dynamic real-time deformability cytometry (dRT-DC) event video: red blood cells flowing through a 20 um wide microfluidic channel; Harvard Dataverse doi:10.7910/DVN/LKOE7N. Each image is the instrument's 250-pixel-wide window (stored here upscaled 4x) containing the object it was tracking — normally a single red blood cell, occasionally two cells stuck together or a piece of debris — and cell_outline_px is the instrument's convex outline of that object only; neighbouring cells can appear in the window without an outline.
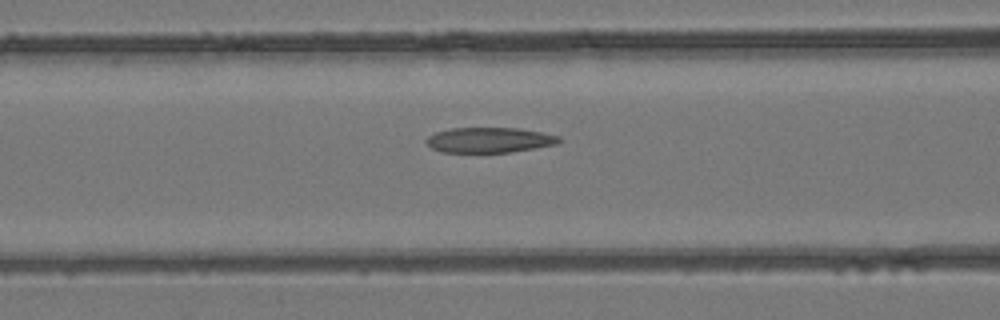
{"species": "common noctule bat (a hibernating species)", "species_latin": "Nyctalus noctula", "temperature_condition": "room temperature", "stored_images_in_passage": 30, "camera_frame_rate_fps": 3000, "um_per_image_px": 0.085, "animal": {"sex": "female", "body_mass_g": 24.6, "forearm_length_mm": 56.2}, "frame": {"image": 1, "passage_image": 10, "time_ms": 3.0, "image_size_px": [1000, 320], "cell_outline_px": [[564, 140], [556, 144], [536, 148], [512, 152], [440, 152], [432, 148], [424, 140], [428, 136], [436, 132], [452, 128], [520, 128], [560, 136]], "centroid_in_image_um": [41.62, 11.9], "position_along_channel_um": 125.0, "area_um2": 19.59}}
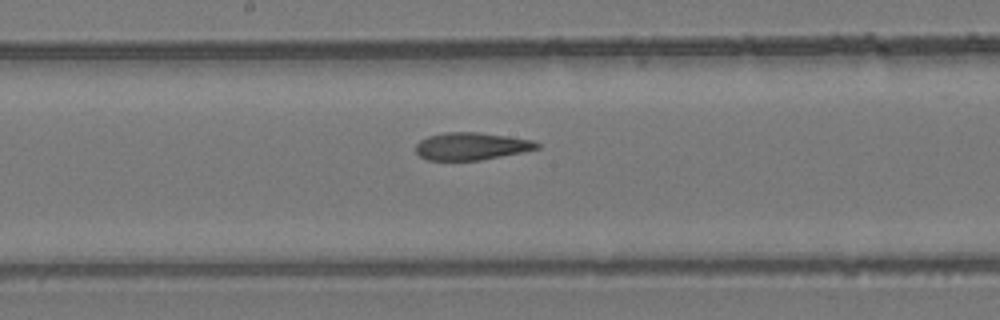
{"frame": {"image": 2, "passage_image": 16, "time_ms": 5.0, "image_size_px": [1000, 320], "cell_outline_px": [[540, 148], [480, 160], [428, 160], [420, 156], [416, 152], [416, 144], [420, 140], [428, 136], [444, 132], [476, 132], [508, 136], [532, 140], [540, 144]], "centroid_in_image_um": [40.04, 12.42], "position_along_channel_um": 208.2, "area_um2": 19.25}}
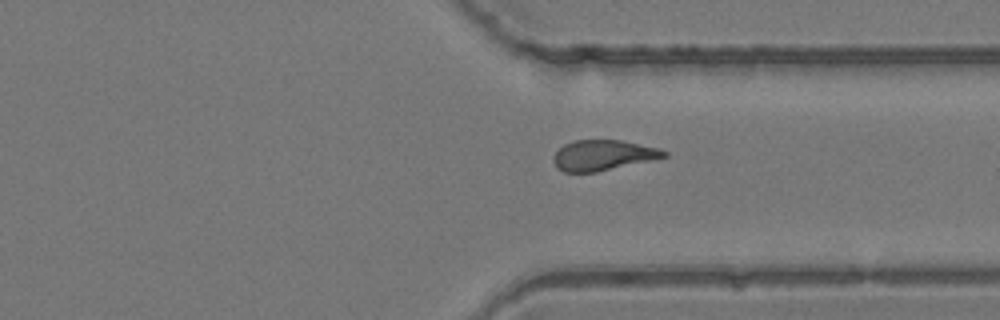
{"frame": {"image": 3, "passage_image": 27, "time_ms": 8.667, "image_size_px": [1000, 320], "cell_outline_px": [[668, 156], [596, 172], [564, 172], [556, 168], [552, 160], [552, 156], [564, 144], [576, 140], [620, 140], [660, 148], [668, 152]], "centroid_in_image_um": [51.23, 13.19], "position_along_channel_um": 360.2, "area_um2": 19.54}}